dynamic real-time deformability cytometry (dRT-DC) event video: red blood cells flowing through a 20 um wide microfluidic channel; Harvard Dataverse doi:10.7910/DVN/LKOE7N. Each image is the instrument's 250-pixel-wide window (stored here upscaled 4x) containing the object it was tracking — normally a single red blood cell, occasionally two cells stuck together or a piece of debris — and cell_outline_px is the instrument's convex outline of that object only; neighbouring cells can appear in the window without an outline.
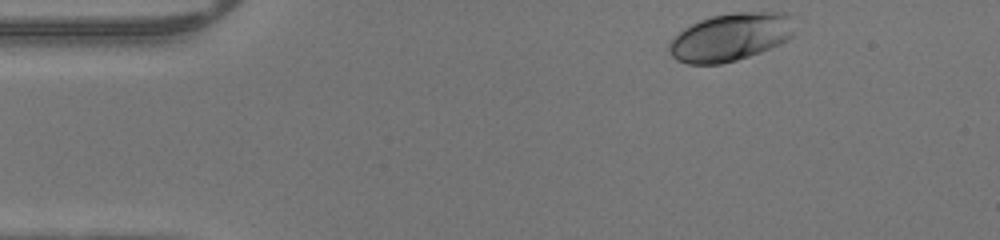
{"species": "human", "species_latin": "Homo sapiens", "temperature_condition": "warm", "stored_images_in_passage": 42, "camera_frame_rate_fps": 3000, "um_per_image_px": 0.085, "donor": {"sex": "male"}, "frame": {"image": 1, "passage_image": 1, "time_ms": 0.0, "image_size_px": [1000, 240], "cell_outline_px": [[800, 16], [792, 36], [780, 44], [760, 52], [736, 60], [720, 64], [688, 64], [676, 60], [672, 56], [668, 48], [668, 44], [684, 28], [700, 20], [712, 16], [732, 12], [788, 12]], "centroid_in_image_um": [62.2, 3.12], "position_along_channel_um": 22.8, "area_um2": 35.55}}
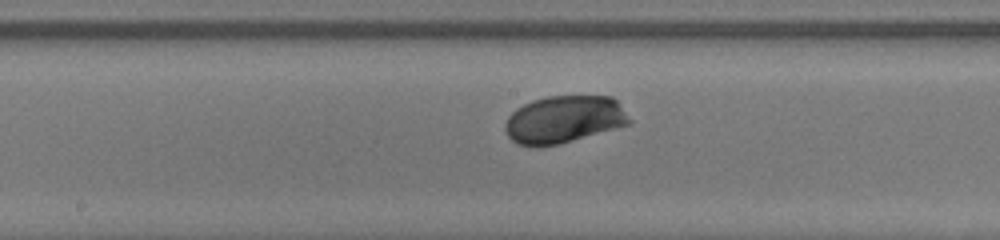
{"frame": {"image": 2, "passage_image": 19, "time_ms": 6.0, "image_size_px": [1000, 240], "cell_outline_px": [[632, 124], [560, 144], [536, 148], [532, 148], [516, 144], [508, 136], [504, 128], [504, 124], [508, 116], [516, 108], [532, 100], [548, 96], [612, 96], [616, 100], [632, 120]], "centroid_in_image_um": [47.92, 10.17], "position_along_channel_um": 200.3, "area_um2": 34.85}}
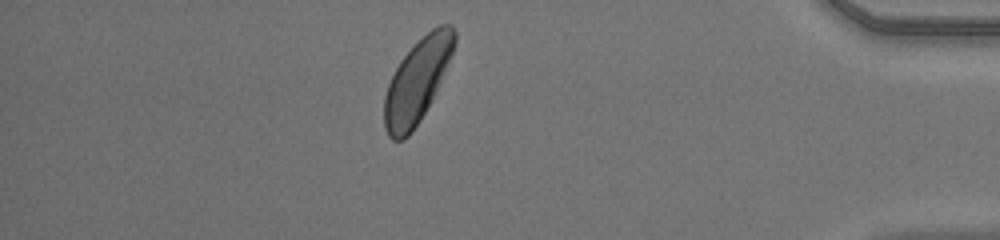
{"frame": {"image": 3, "passage_image": 36, "time_ms": 11.667, "image_size_px": [1000, 240], "cell_outline_px": [[456, 40], [452, 52], [432, 100], [420, 120], [412, 132], [404, 140], [392, 140], [388, 136], [384, 128], [384, 96], [388, 84], [400, 60], [432, 28], [440, 24], [452, 24], [456, 32]], "centroid_in_image_um": [35.44, 6.91], "position_along_channel_um": 399.8, "area_um2": 33.52}}